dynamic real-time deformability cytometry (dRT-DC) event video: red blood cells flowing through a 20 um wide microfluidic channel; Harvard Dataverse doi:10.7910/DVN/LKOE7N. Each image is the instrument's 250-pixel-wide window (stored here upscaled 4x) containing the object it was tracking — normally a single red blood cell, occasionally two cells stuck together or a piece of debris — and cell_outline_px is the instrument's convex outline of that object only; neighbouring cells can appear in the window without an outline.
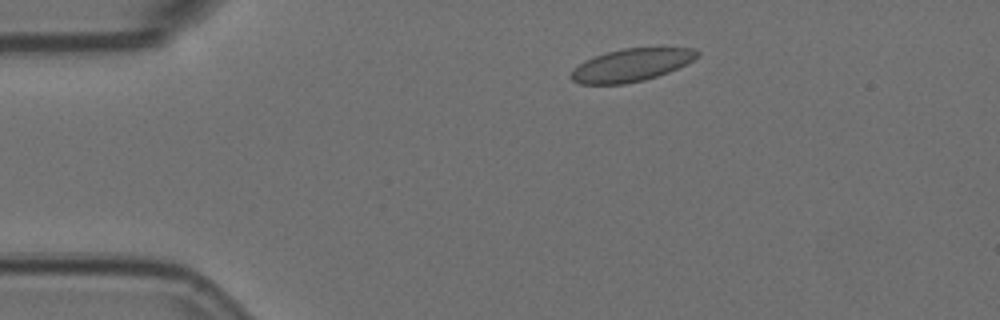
{"species": "Egyptian fruit bat (a non-hibernating species)", "species_latin": "Rousettus aegyptiacus", "temperature_condition": "room temperature", "stored_images_in_passage": 9, "camera_frame_rate_fps": 3000, "um_per_image_px": 0.085, "animal": {"sex": "female"}, "frame": {"image": 1, "passage_image": 2, "time_ms": 0.333, "image_size_px": [1000, 320], "cell_outline_px": [[700, 56], [668, 72], [644, 80], [624, 84], [580, 84], [572, 80], [568, 76], [572, 68], [584, 60], [608, 52], [624, 48], [696, 48], [700, 52]], "centroid_in_image_um": [53.61, 5.53], "position_along_channel_um": 31.4, "area_um2": 23.99}}
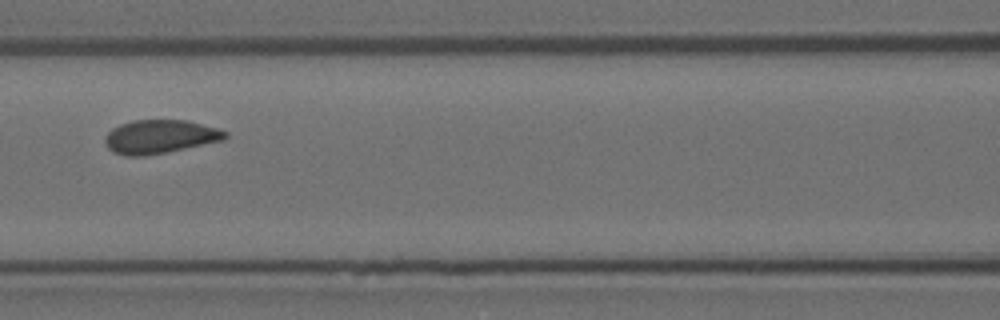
{"frame": {"image": 2, "passage_image": 6, "time_ms": 1.667, "image_size_px": [1000, 320], "cell_outline_px": [[228, 136], [224, 140], [144, 156], [128, 156], [112, 152], [104, 144], [104, 140], [108, 132], [112, 128], [120, 124], [132, 120], [188, 120], [216, 128], [228, 132]], "centroid_in_image_um": [13.56, 11.61], "position_along_channel_um": 153.0, "area_um2": 23.47}}
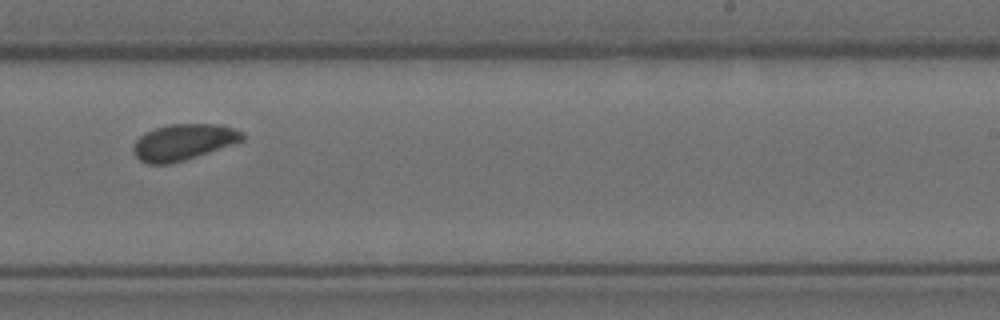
{"frame": {"image": 3, "passage_image": 9, "time_ms": 2.667, "image_size_px": [1000, 320], "cell_outline_px": [[244, 140], [184, 160], [168, 164], [148, 164], [140, 160], [132, 152], [132, 148], [136, 140], [144, 132], [168, 124], [220, 124], [236, 128], [244, 132]], "centroid_in_image_um": [15.58, 12.06], "position_along_channel_um": 273.4, "area_um2": 22.95}}